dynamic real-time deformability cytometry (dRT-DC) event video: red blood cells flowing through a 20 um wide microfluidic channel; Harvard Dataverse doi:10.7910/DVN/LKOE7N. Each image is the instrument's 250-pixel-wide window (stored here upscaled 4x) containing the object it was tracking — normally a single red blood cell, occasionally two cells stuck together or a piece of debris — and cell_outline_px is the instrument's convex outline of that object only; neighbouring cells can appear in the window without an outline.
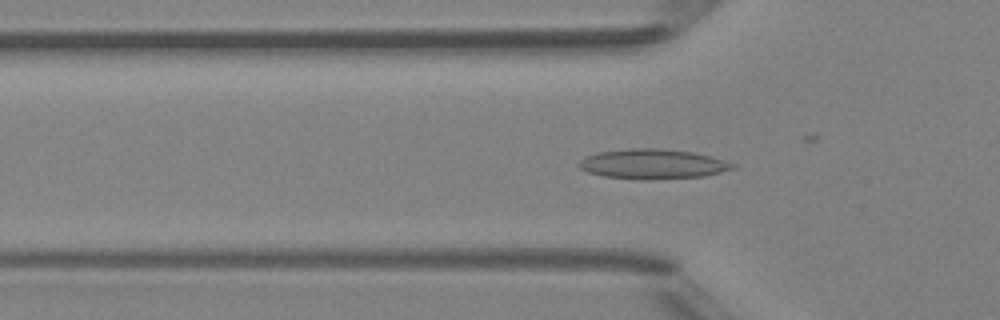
{"species": "Egyptian fruit bat (a non-hibernating species)", "species_latin": "Rousettus aegyptiacus", "temperature_condition": "room temperature", "stored_images_in_passage": 51, "camera_frame_rate_fps": 3000, "um_per_image_px": 0.085, "animal": {"sex": "female"}, "frame": {"image": 1, "passage_image": 17, "time_ms": 5.333, "image_size_px": [1000, 320], "cell_outline_px": [[736, 168], [704, 176], [644, 180], [640, 180], [604, 176], [588, 172], [580, 168], [576, 164], [584, 156], [596, 152], [628, 148], [660, 148], [692, 152], [712, 156], [736, 164]], "centroid_in_image_um": [55.45, 13.93], "position_along_channel_um": 70.3, "area_um2": 26.99}}
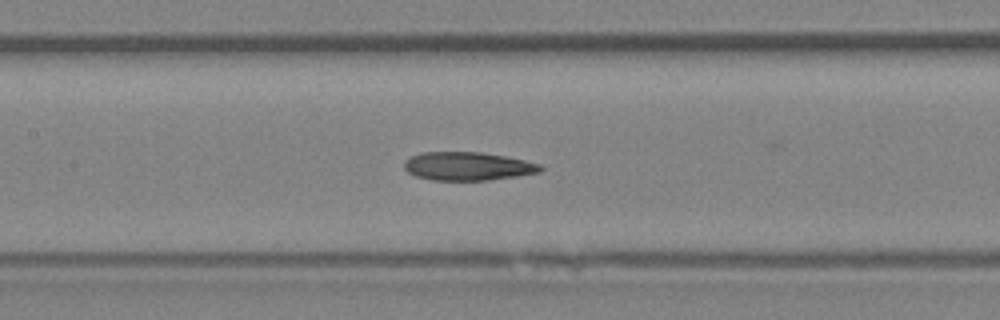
{"frame": {"image": 2, "passage_image": 24, "time_ms": 7.667, "image_size_px": [1000, 320], "cell_outline_px": [[544, 168], [540, 172], [516, 176], [488, 180], [432, 180], [416, 176], [408, 172], [404, 168], [404, 160], [412, 156], [424, 152], [480, 152], [504, 156], [524, 160], [540, 164]], "centroid_in_image_um": [39.75, 14.13], "position_along_channel_um": 167.6, "area_um2": 22.43}}
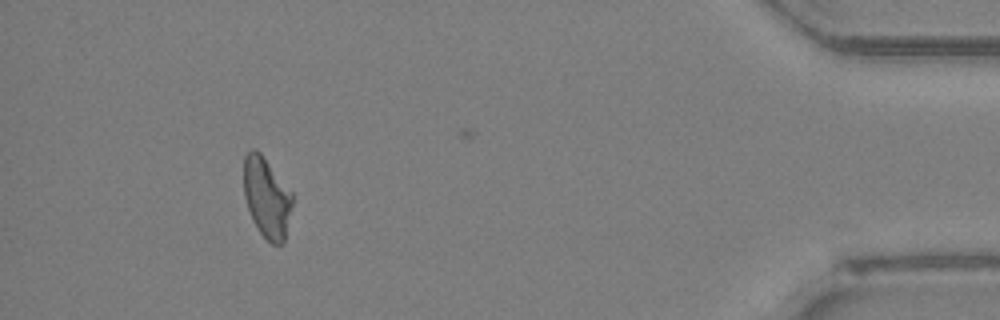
{"frame": {"image": 3, "passage_image": 46, "time_ms": 15.0, "image_size_px": [1000, 320], "cell_outline_px": [[292, 204], [284, 240], [280, 244], [272, 244], [260, 232], [252, 220], [244, 196], [244, 156], [252, 148], [256, 148], [260, 152], [292, 192]], "centroid_in_image_um": [22.65, 16.76], "position_along_channel_um": 412.5, "area_um2": 22.48}, "authors_computed_cell_mechanics": {"area_um2": 23.3512, "velocity_mm_per_s": 4.2021, "shape_relaxation_time_tau1_ms": null, "shape_relaxation_time_tau2_ms": 5.2742, "deformation_change_tau1": null, "deformation_change_tau2": 0.1287}}